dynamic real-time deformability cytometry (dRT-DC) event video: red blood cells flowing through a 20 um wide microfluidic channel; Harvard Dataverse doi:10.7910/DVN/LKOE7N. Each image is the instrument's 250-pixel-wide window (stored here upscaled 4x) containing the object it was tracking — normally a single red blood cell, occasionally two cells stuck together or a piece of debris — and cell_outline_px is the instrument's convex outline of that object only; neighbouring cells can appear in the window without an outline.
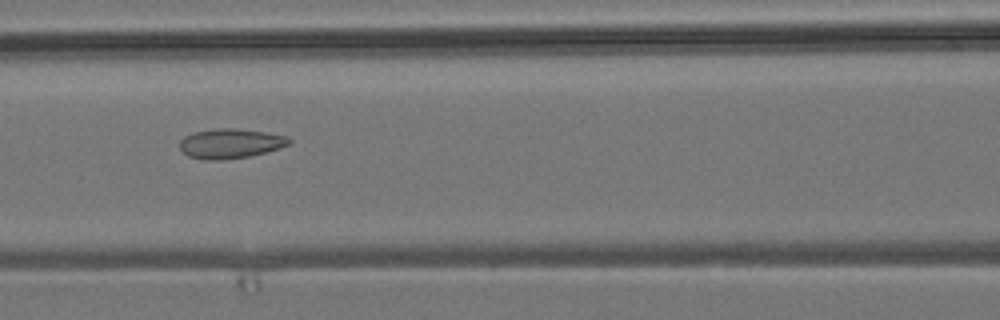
{"species": "common noctule bat (a hibernating species)", "species_latin": "Nyctalus noctula", "temperature_condition": "room temperature", "stored_images_in_passage": 9, "camera_frame_rate_fps": 3000, "um_per_image_px": 0.085, "animal": {"sex": "male", "body_mass_g": 19.2, "forearm_length_mm": 51.8}, "frame": {"image": 1, "passage_image": 7, "time_ms": 7.667, "image_size_px": [1000, 320], "cell_outline_px": [[292, 144], [280, 148], [248, 156], [220, 160], [204, 160], [188, 156], [180, 148], [180, 140], [184, 136], [196, 132], [216, 128], [232, 128], [264, 132], [288, 136], [292, 140]], "centroid_in_image_um": [19.6, 12.2], "position_along_channel_um": 147.0, "area_um2": 18.84}}
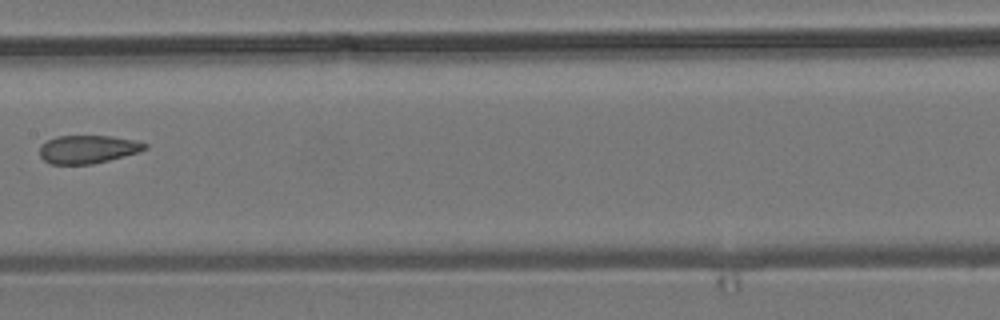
{"frame": {"image": 2, "passage_image": 8, "time_ms": 9.0, "image_size_px": [1000, 320], "cell_outline_px": [[148, 148], [140, 152], [92, 164], [48, 164], [40, 156], [40, 144], [56, 136], [112, 136], [136, 140], [148, 144]], "centroid_in_image_um": [7.47, 12.68], "position_along_channel_um": 199.9, "area_um2": 17.4}}
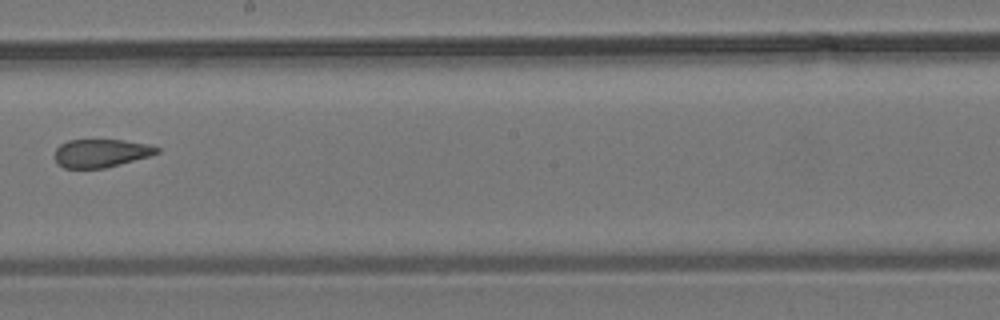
{"frame": {"image": 3, "passage_image": 9, "time_ms": 10.0, "image_size_px": [1000, 320], "cell_outline_px": [[160, 152], [148, 156], [120, 164], [104, 168], [64, 168], [56, 164], [56, 148], [60, 144], [68, 140], [124, 140], [148, 144], [160, 148]], "centroid_in_image_um": [8.57, 13.01], "position_along_channel_um": 239.6, "area_um2": 16.7}}